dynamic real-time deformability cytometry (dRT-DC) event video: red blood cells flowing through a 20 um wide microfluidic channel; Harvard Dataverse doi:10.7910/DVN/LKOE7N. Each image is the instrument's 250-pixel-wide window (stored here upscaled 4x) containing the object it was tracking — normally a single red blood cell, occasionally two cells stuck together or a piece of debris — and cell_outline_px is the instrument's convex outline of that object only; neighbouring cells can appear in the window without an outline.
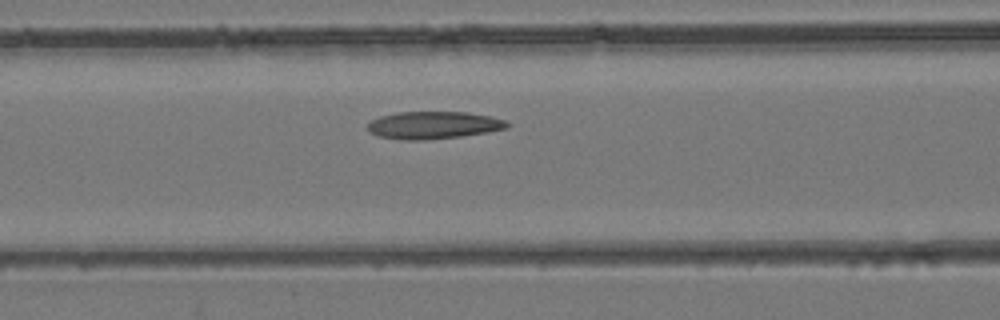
{"species": "common noctule bat (a hibernating species)", "species_latin": "Nyctalus noctula", "temperature_condition": "room temperature", "stored_images_in_passage": 38, "camera_frame_rate_fps": 3000, "um_per_image_px": 0.085, "animal": {"sex": "female", "body_mass_g": 24.6, "forearm_length_mm": 56.2}, "frame": {"image": 1, "passage_image": 13, "time_ms": 4.0, "image_size_px": [1000, 320], "cell_outline_px": [[508, 128], [460, 136], [424, 140], [400, 140], [380, 136], [368, 132], [368, 124], [372, 120], [380, 116], [396, 112], [468, 112], [492, 116], [508, 120]], "centroid_in_image_um": [36.84, 10.63], "position_along_channel_um": 129.8, "area_um2": 22.31}}
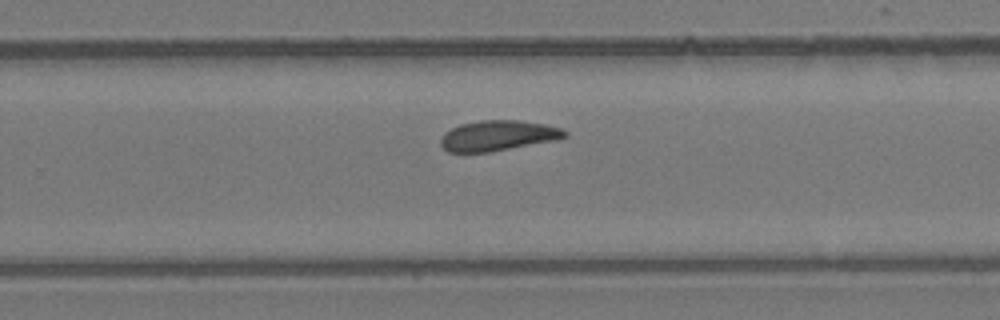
{"frame": {"image": 2, "passage_image": 23, "time_ms": 7.333, "image_size_px": [1000, 320], "cell_outline_px": [[568, 136], [556, 140], [488, 152], [448, 152], [440, 144], [440, 140], [444, 132], [460, 124], [480, 120], [520, 120], [544, 124], [560, 128], [568, 132]], "centroid_in_image_um": [42.32, 11.52], "position_along_channel_um": 287.5, "area_um2": 21.91}}
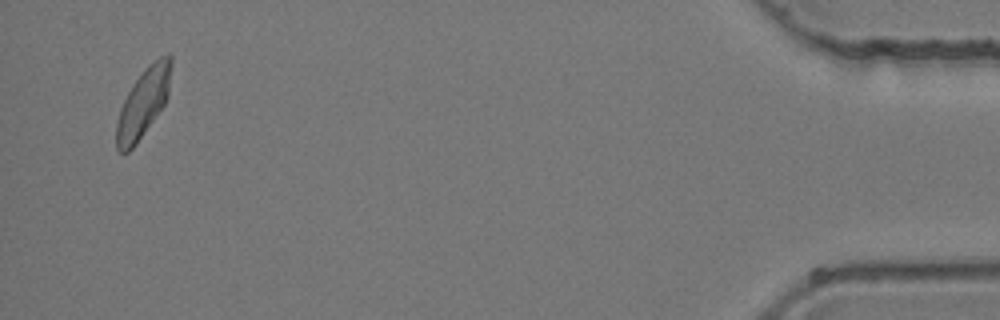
{"frame": {"image": 3, "passage_image": 37, "time_ms": 12.0, "image_size_px": [1000, 320], "cell_outline_px": [[172, 64], [168, 96], [164, 104], [136, 144], [128, 152], [120, 152], [116, 148], [116, 124], [120, 108], [132, 84], [148, 64], [160, 56], [168, 52], [172, 56]], "centroid_in_image_um": [12.19, 8.7], "position_along_channel_um": 423.0, "area_um2": 21.85}}